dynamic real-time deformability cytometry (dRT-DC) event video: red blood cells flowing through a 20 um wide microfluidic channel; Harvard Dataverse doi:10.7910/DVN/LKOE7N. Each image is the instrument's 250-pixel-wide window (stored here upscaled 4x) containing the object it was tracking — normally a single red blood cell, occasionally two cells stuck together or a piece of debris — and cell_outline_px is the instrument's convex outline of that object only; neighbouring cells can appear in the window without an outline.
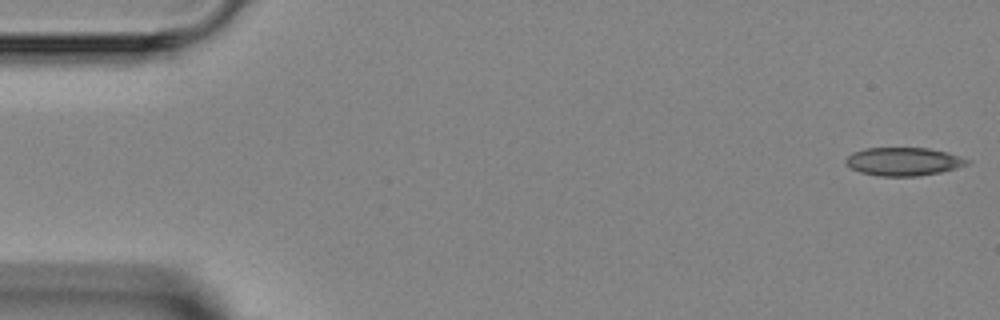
{"species": "Egyptian fruit bat (a non-hibernating species)", "species_latin": "Rousettus aegyptiacus", "temperature_condition": "room temperature", "stored_images_in_passage": 3, "camera_frame_rate_fps": 3000, "um_per_image_px": 0.085, "animal": {"sex": "female"}, "frame": {"image": 1, "passage_image": 1, "time_ms": 0.0, "image_size_px": [1000, 320], "cell_outline_px": [[972, 160], [968, 164], [956, 168], [940, 172], [916, 176], [880, 176], [860, 172], [844, 164], [844, 160], [852, 152], [864, 148], [928, 148], [948, 152]], "centroid_in_image_um": [76.79, 13.72], "position_along_channel_um": 8.2, "area_um2": 20.06}}
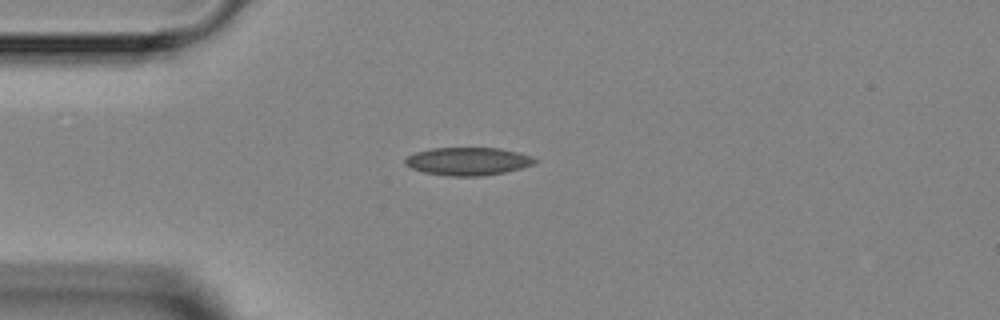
{"frame": {"image": 2, "passage_image": 3, "time_ms": 3.667, "image_size_px": [1000, 320], "cell_outline_px": [[540, 160], [536, 164], [504, 172], [480, 176], [448, 176], [424, 172], [412, 168], [404, 164], [404, 160], [408, 156], [416, 152], [432, 148], [500, 148], [532, 156]], "centroid_in_image_um": [39.8, 13.71], "position_along_channel_um": 45.2, "area_um2": 21.1}}